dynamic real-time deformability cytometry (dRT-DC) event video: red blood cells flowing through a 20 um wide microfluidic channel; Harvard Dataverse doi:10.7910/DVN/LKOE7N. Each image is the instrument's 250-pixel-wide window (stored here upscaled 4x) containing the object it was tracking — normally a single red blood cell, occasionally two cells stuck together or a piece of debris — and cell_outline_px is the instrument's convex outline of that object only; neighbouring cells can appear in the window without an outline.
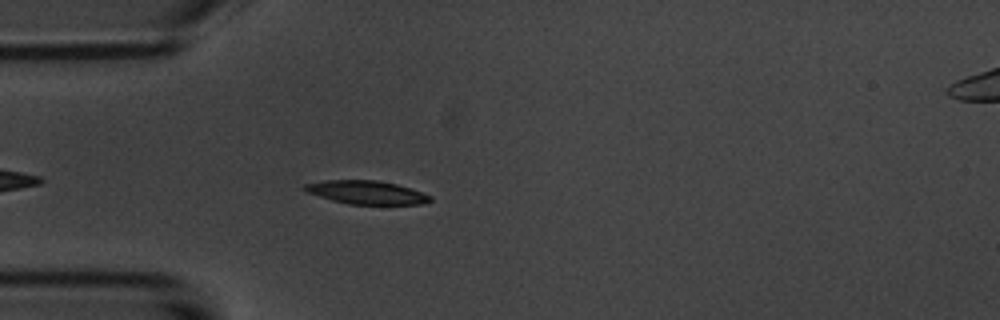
{"species": "common noctule bat (a hibernating species)", "species_latin": "Nyctalus noctula", "temperature_condition": "room temperature", "stored_images_in_passage": 3, "camera_frame_rate_fps": 3000, "um_per_image_px": 0.085, "animal": {"sex": "male", "body_mass_g": 20.1, "forearm_length_mm": 53.5}, "frame": {"image": 1, "passage_image": 3, "time_ms": 2.333, "image_size_px": [1000, 320], "cell_outline_px": [[432, 200], [424, 204], [348, 204], [332, 200], [304, 192], [300, 188], [304, 184], [324, 180], [376, 180], [396, 184], [432, 196]], "centroid_in_image_um": [31.07, 16.35], "position_along_channel_um": 53.9, "area_um2": 17.17}}